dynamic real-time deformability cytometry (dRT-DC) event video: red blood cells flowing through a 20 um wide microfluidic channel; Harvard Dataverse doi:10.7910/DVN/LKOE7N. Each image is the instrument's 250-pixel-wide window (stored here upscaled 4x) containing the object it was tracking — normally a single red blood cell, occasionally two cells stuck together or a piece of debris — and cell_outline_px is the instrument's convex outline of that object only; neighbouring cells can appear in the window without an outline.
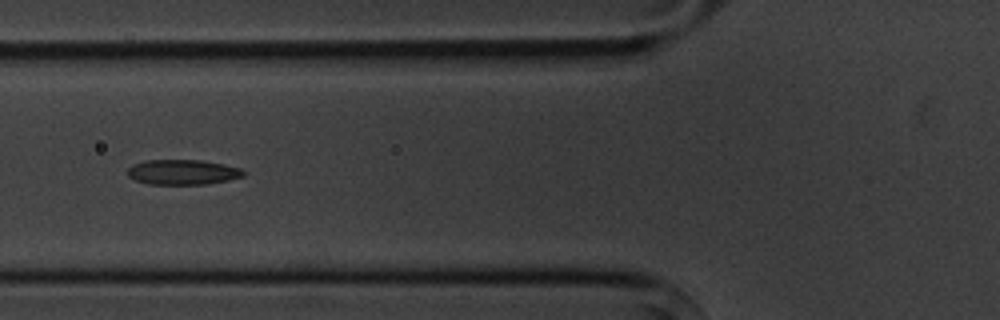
{"species": "common noctule bat (a hibernating species)", "species_latin": "Nyctalus noctula", "temperature_condition": "cold", "stored_images_in_passage": 7, "camera_frame_rate_fps": 3000, "um_per_image_px": 0.085, "animal": {"sex": "male", "body_mass_g": 20.1, "forearm_length_mm": 53.5}, "frame": {"image": 1, "passage_image": 6, "time_ms": 6.0, "image_size_px": [1000, 320], "cell_outline_px": [[244, 176], [228, 180], [208, 184], [148, 184], [136, 180], [128, 176], [128, 168], [132, 164], [144, 160], [200, 160], [224, 164], [240, 168], [244, 172]], "centroid_in_image_um": [15.51, 14.63], "position_along_channel_um": 110.3, "area_um2": 16.94}}
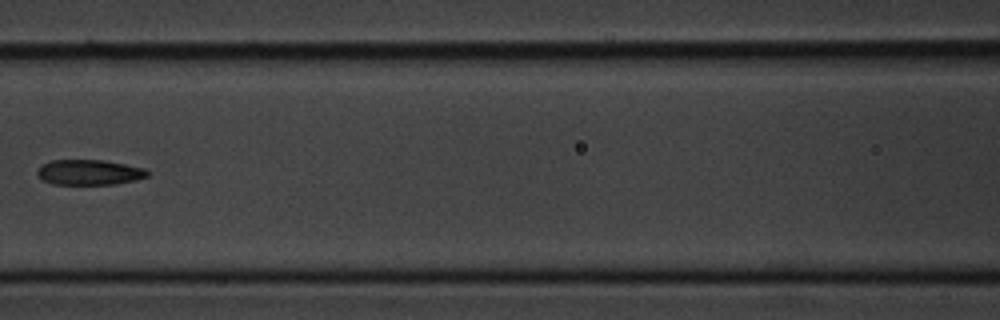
{"frame": {"image": 2, "passage_image": 7, "time_ms": 7.333, "image_size_px": [1000, 320], "cell_outline_px": [[152, 172], [148, 176], [136, 180], [116, 184], [52, 184], [44, 180], [36, 172], [44, 164], [52, 160], [104, 160], [144, 168]], "centroid_in_image_um": [7.65, 14.65], "position_along_channel_um": 158.9, "area_um2": 16.13}}